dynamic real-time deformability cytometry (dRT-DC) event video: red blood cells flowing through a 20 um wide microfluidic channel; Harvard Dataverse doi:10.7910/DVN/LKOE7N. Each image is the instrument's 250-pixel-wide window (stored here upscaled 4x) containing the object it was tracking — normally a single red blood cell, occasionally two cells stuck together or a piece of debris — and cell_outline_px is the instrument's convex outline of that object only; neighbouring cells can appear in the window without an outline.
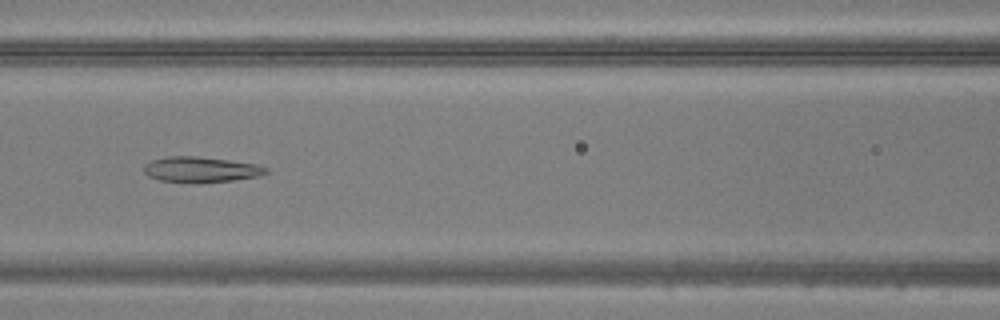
{"species": "common noctule bat (a hibernating species)", "species_latin": "Nyctalus noctula", "temperature_condition": "warm", "stored_images_in_passage": 37, "camera_frame_rate_fps": 3000, "um_per_image_px": 0.085, "animal": {"sex": "male", "body_mass_g": 20.5, "forearm_length_mm": 52.5}, "frame": {"image": 1, "passage_image": 9, "time_ms": 2.667, "image_size_px": [1000, 320], "cell_outline_px": [[268, 172], [260, 176], [232, 180], [200, 184], [160, 180], [148, 176], [144, 172], [144, 164], [152, 160], [168, 156], [196, 156], [228, 160], [256, 164], [268, 168]], "centroid_in_image_um": [17.07, 14.42], "position_along_channel_um": 149.5, "area_um2": 18.32}}
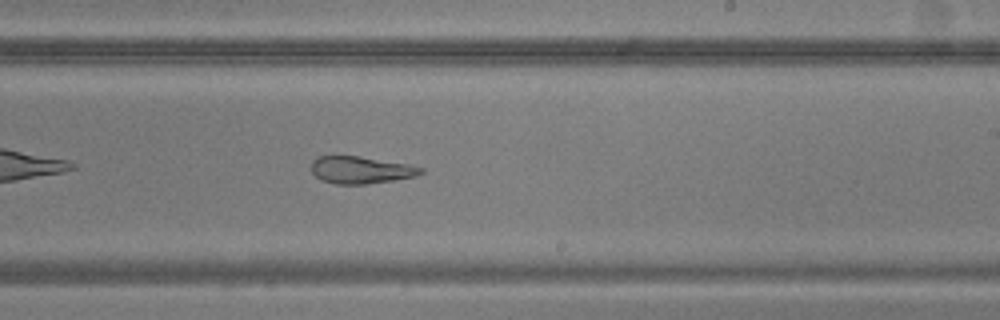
{"frame": {"image": 2, "passage_image": 17, "time_ms": 5.333, "image_size_px": [1000, 320], "cell_outline_px": [[424, 172], [416, 176], [368, 184], [336, 184], [320, 180], [312, 172], [312, 160], [316, 156], [336, 152], [408, 164], [424, 168]], "centroid_in_image_um": [30.59, 14.4], "position_along_channel_um": 258.4, "area_um2": 18.03}}
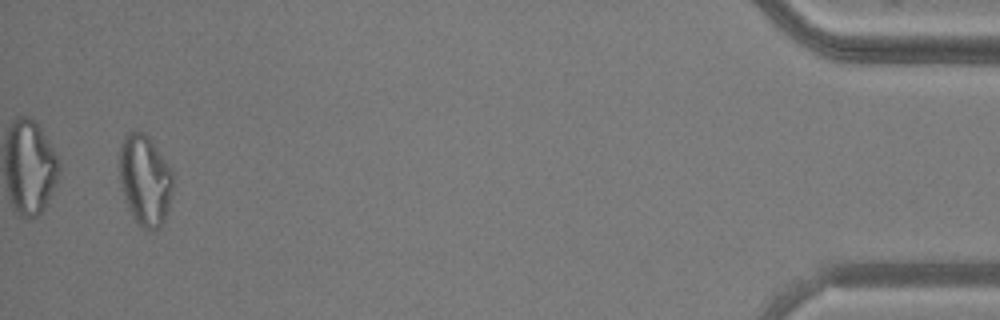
{"frame": {"image": 3, "passage_image": 35, "time_ms": 11.333, "image_size_px": [1000, 320], "cell_outline_px": [[172, 192], [168, 208], [164, 220], [160, 228], [156, 232], [152, 232], [144, 228], [132, 216], [128, 208], [120, 180], [120, 144], [124, 136], [128, 132], [144, 132], [148, 136], [172, 168]], "centroid_in_image_um": [12.34, 15.32], "position_along_channel_um": 422.9, "area_um2": 28.26}}